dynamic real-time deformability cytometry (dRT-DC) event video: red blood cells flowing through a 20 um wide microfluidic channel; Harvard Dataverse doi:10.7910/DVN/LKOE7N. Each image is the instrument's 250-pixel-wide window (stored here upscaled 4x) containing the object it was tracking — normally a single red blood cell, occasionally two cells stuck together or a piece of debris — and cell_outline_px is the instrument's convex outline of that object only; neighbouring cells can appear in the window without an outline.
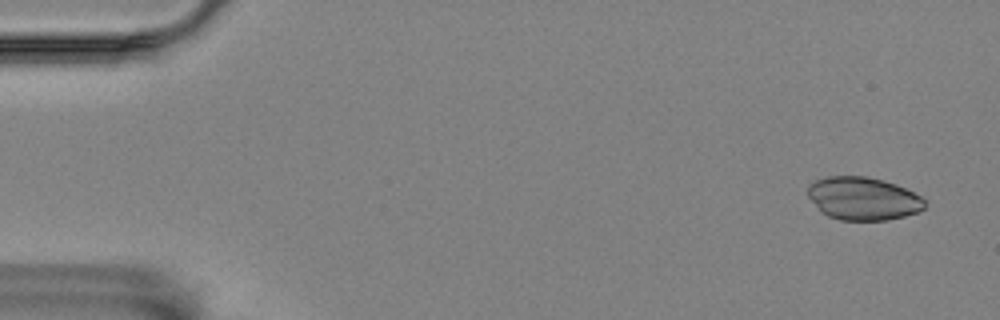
{"species": "Egyptian fruit bat (a non-hibernating species)", "species_latin": "Rousettus aegyptiacus", "temperature_condition": "room temperature", "stored_images_in_passage": 5, "camera_frame_rate_fps": 3000, "um_per_image_px": 0.085, "animal": {"sex": "female"}, "frame": {"image": 1, "passage_image": 1, "time_ms": 0.0, "image_size_px": [1000, 320], "cell_outline_px": [[924, 208], [916, 212], [904, 216], [888, 220], [840, 220], [828, 216], [820, 212], [808, 196], [808, 184], [816, 180], [828, 176], [868, 176], [884, 180], [896, 184], [920, 196], [924, 200]], "centroid_in_image_um": [73.32, 16.87], "position_along_channel_um": 11.7, "area_um2": 29.3}}
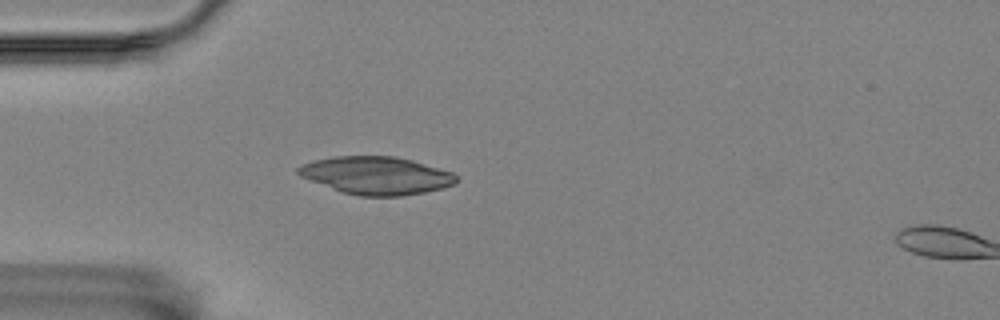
{"frame": {"image": 2, "passage_image": 4, "time_ms": 1.0, "image_size_px": [1000, 320], "cell_outline_px": [[456, 184], [444, 188], [424, 192], [400, 196], [360, 196], [344, 192], [332, 188], [300, 176], [296, 172], [296, 168], [312, 160], [332, 156], [396, 156], [412, 160], [452, 172], [456, 176]], "centroid_in_image_um": [31.99, 14.91], "position_along_channel_um": 53.0, "area_um2": 34.68}}